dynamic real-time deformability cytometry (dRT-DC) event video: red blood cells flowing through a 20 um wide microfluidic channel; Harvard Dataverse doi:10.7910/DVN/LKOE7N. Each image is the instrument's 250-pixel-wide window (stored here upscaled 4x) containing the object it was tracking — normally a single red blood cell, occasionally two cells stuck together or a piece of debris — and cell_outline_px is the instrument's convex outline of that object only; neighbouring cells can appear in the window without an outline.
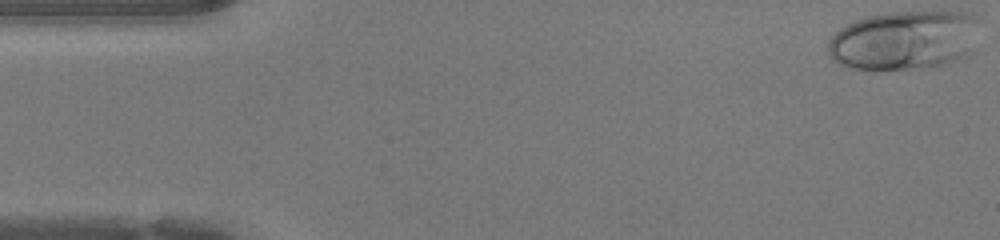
{"species": "human", "species_latin": "Homo sapiens", "temperature_condition": "warm", "stored_images_in_passage": 46, "camera_frame_rate_fps": 3000, "um_per_image_px": 0.085, "donor": {"sex": "female"}, "frame": {"image": 1, "passage_image": 1, "time_ms": 0.0, "image_size_px": [1000, 240], "cell_outline_px": [[976, 20], [964, 56], [940, 64], [924, 68], [852, 68], [840, 64], [832, 60], [828, 52], [828, 40], [840, 28], [856, 20], [868, 16], [892, 12], [964, 12], [976, 16]], "centroid_in_image_um": [76.71, 3.4], "position_along_channel_um": 8.3, "area_um2": 50.46}}
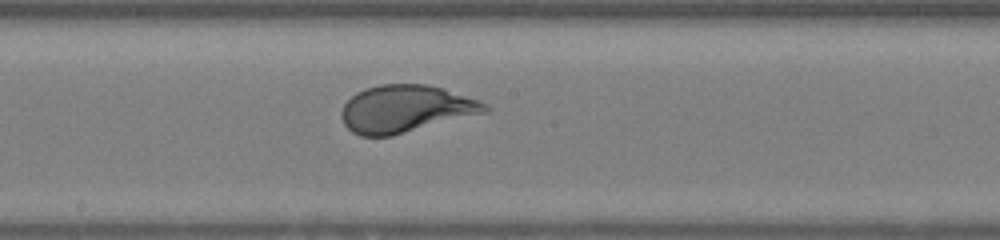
{"frame": {"image": 2, "passage_image": 24, "time_ms": 7.667, "image_size_px": [1000, 240], "cell_outline_px": [[492, 112], [392, 136], [360, 136], [352, 132], [344, 124], [340, 116], [340, 112], [344, 104], [356, 92], [380, 84], [424, 84], [444, 88], [480, 100], [488, 104], [492, 108]], "centroid_in_image_um": [34.55, 9.26], "position_along_channel_um": 213.6, "area_um2": 40.23}}
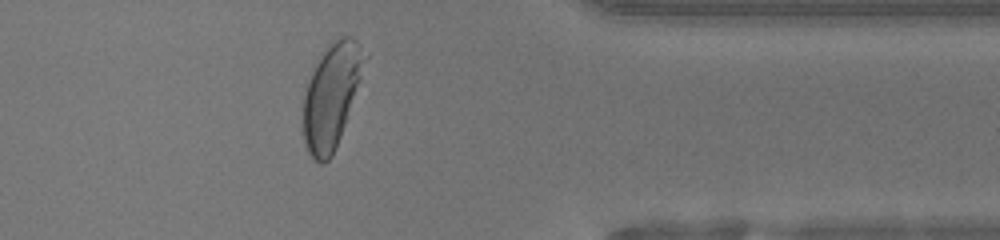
{"frame": {"image": 3, "passage_image": 37, "time_ms": 12.0, "image_size_px": [1000, 240], "cell_outline_px": [[368, 56], [360, 80], [336, 148], [332, 156], [324, 164], [320, 164], [312, 160], [304, 144], [304, 96], [308, 80], [316, 64], [328, 44], [332, 40], [340, 36], [352, 36], [360, 44]], "centroid_in_image_um": [28.18, 8.14], "position_along_channel_um": 383.2, "area_um2": 37.11}, "authors_computed_cell_mechanics": {"area_um2": 41.1247, "velocity_mm_per_s": 4.2917, "shape_relaxation_time_tau1_ms": 4.217, "shape_relaxation_time_tau2_ms": null, "deformation_change_tau1": 0.2277, "deformation_change_tau2": null}}